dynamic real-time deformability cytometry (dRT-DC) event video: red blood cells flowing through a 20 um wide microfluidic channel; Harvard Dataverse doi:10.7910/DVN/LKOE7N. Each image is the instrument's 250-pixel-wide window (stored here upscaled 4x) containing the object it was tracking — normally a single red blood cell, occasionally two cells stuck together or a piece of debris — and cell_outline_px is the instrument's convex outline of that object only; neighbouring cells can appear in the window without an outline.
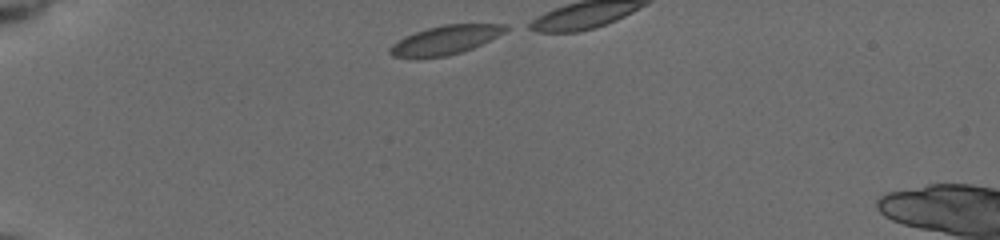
{"species": "common noctule bat (a hibernating species)", "species_latin": "Nyctalus noctula", "temperature_condition": "cold", "stored_images_in_passage": 12, "camera_frame_rate_fps": 3000, "um_per_image_px": 0.085, "animal": {"sex": "female", "body_mass_g": 19.5, "forearm_length_mm": 54.1}, "frame": {"image": 1, "passage_image": 1, "time_ms": 0.0, "image_size_px": [1000, 240], "cell_outline_px": [[512, 28], [472, 48], [448, 56], [392, 56], [388, 52], [388, 48], [392, 44], [404, 36], [428, 28], [444, 24], [504, 24]], "centroid_in_image_um": [37.86, 3.37], "position_along_channel_um": 47.1, "area_um2": 18.96}}
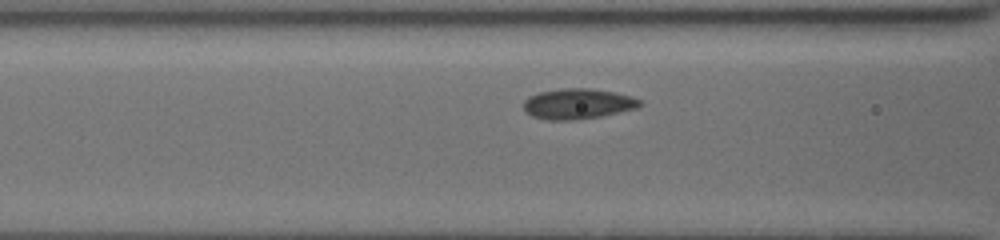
{"frame": {"image": 2, "passage_image": 10, "time_ms": 3.0, "image_size_px": [1000, 240], "cell_outline_px": [[644, 104], [640, 108], [600, 116], [572, 120], [548, 120], [532, 116], [524, 112], [524, 100], [528, 96], [540, 92], [564, 88], [588, 88], [612, 92], [632, 96], [640, 100]], "centroid_in_image_um": [49.12, 8.83], "position_along_channel_um": 117.5, "area_um2": 20.69}}